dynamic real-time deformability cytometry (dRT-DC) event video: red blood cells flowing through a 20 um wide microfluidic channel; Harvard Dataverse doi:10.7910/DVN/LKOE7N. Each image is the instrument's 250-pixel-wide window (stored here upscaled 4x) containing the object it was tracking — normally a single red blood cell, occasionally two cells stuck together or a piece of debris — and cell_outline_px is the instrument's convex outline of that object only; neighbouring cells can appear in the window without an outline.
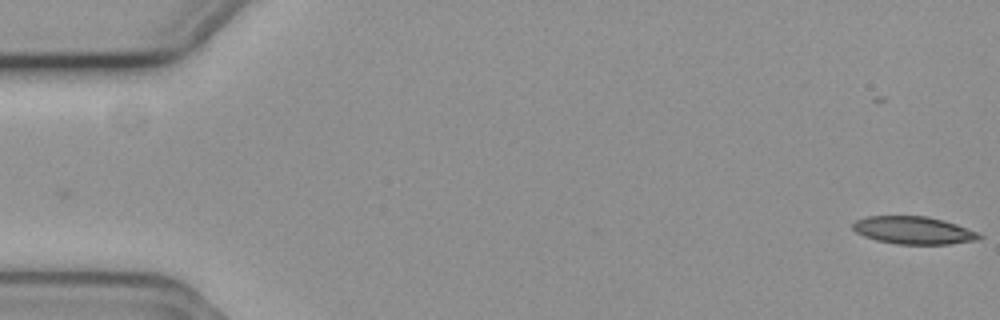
{"species": "common noctule bat (a hibernating species)", "species_latin": "Nyctalus noctula", "temperature_condition": "cold", "stored_images_in_passage": 34, "camera_frame_rate_fps": 3000, "um_per_image_px": 0.085, "animal": {"sex": "female", "body_mass_g": 19.3, "forearm_length_mm": 54.1}, "frame": {"image": 1, "passage_image": 1, "time_ms": 0.0, "image_size_px": [1000, 320], "cell_outline_px": [[984, 236], [976, 240], [948, 244], [896, 244], [876, 240], [864, 236], [856, 232], [852, 228], [852, 224], [856, 220], [868, 216], [928, 216], [944, 220], [956, 224], [976, 232]], "centroid_in_image_um": [77.63, 19.57], "position_along_channel_um": 7.4, "area_um2": 20.29}}
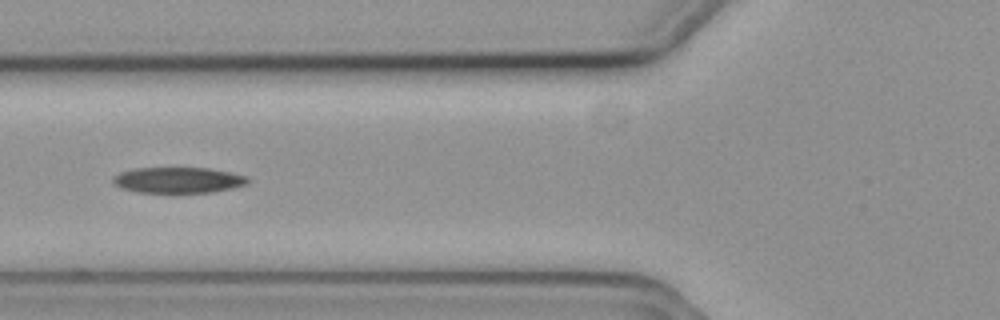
{"frame": {"image": 2, "passage_image": 22, "time_ms": 7.0, "image_size_px": [1000, 320], "cell_outline_px": [[252, 180], [248, 184], [232, 188], [212, 192], [176, 196], [136, 192], [120, 188], [112, 184], [112, 176], [120, 172], [136, 168], [208, 168], [232, 172], [248, 176]], "centroid_in_image_um": [15.14, 15.36], "position_along_channel_um": 110.7, "area_um2": 21.62}}
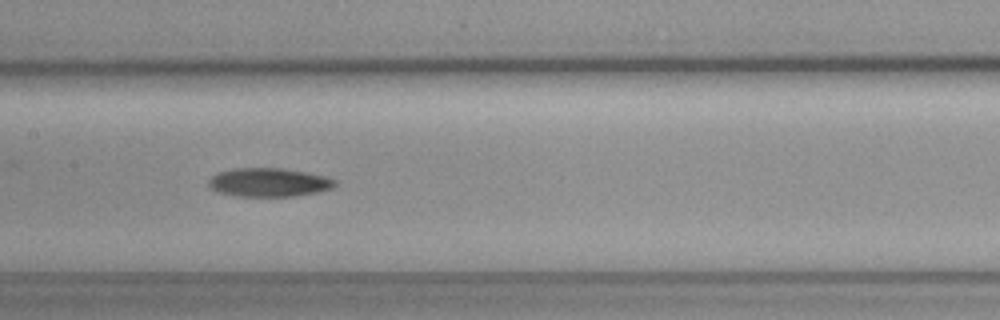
{"frame": {"image": 3, "passage_image": 28, "time_ms": 9.0, "image_size_px": [1000, 320], "cell_outline_px": [[336, 184], [332, 188], [320, 192], [292, 196], [236, 196], [216, 192], [208, 188], [208, 180], [216, 172], [232, 168], [280, 168], [304, 172], [324, 176], [336, 180]], "centroid_in_image_um": [22.79, 15.5], "position_along_channel_um": 184.6, "area_um2": 21.27}}